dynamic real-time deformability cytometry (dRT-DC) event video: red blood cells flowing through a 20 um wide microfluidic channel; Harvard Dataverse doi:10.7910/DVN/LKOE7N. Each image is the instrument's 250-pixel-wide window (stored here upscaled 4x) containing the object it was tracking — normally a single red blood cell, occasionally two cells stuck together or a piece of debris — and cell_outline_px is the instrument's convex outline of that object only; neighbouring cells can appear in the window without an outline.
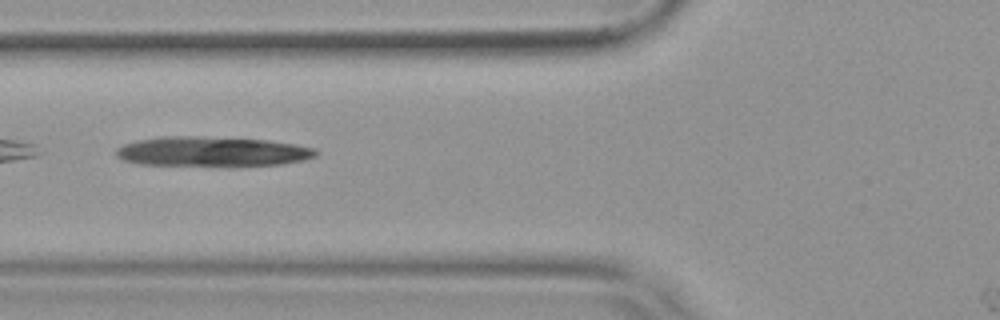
{"species": "common noctule bat (a hibernating species)", "species_latin": "Nyctalus noctula", "temperature_condition": "warm", "stored_images_in_passage": 37, "camera_frame_rate_fps": 3000, "um_per_image_px": 0.085, "animal": {"sex": "female", "body_mass_g": 19.9}, "frame": {"image": 1, "passage_image": 6, "time_ms": 1.667, "image_size_px": [1000, 320], "cell_outline_px": [[320, 152], [316, 156], [304, 160], [280, 164], [140, 164], [124, 160], [116, 156], [116, 148], [124, 144], [136, 140], [160, 136], [196, 136], [268, 140], [296, 144], [312, 148]], "centroid_in_image_um": [18.01, 12.85], "position_along_channel_um": 107.8, "area_um2": 33.87}}